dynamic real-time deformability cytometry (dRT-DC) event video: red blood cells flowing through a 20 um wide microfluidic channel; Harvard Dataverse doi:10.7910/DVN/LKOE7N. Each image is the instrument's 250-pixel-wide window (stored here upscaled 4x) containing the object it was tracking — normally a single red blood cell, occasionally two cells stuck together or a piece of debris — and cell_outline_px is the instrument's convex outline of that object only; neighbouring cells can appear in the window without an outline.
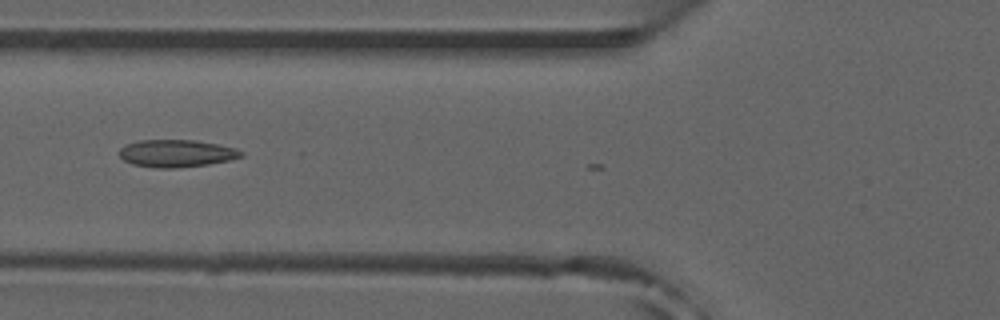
{"species": "common noctule bat (a hibernating species)", "species_latin": "Nyctalus noctula", "temperature_condition": "room temperature", "stored_images_in_passage": 6, "camera_frame_rate_fps": 3000, "um_per_image_px": 0.085, "animal": {"sex": "male", "forearm_length_mm": 52.5}, "frame": {"image": 1, "passage_image": 5, "time_ms": 1.333, "image_size_px": [1000, 320], "cell_outline_px": [[244, 156], [228, 160], [208, 164], [176, 168], [156, 168], [132, 164], [124, 160], [120, 156], [120, 148], [124, 144], [140, 140], [196, 140], [236, 148], [244, 152]], "centroid_in_image_um": [14.99, 13.03], "position_along_channel_um": 110.8, "area_um2": 19.48}}
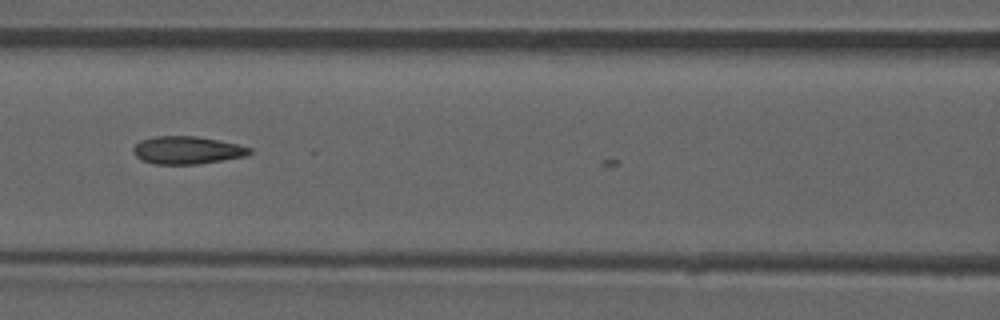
{"frame": {"image": 2, "passage_image": 6, "time_ms": 1.667, "image_size_px": [1000, 320], "cell_outline_px": [[252, 152], [244, 156], [196, 164], [156, 164], [140, 160], [132, 152], [132, 148], [140, 140], [156, 136], [196, 136], [236, 144], [252, 148]], "centroid_in_image_um": [15.84, 12.76], "position_along_channel_um": 150.8, "area_um2": 18.61}}